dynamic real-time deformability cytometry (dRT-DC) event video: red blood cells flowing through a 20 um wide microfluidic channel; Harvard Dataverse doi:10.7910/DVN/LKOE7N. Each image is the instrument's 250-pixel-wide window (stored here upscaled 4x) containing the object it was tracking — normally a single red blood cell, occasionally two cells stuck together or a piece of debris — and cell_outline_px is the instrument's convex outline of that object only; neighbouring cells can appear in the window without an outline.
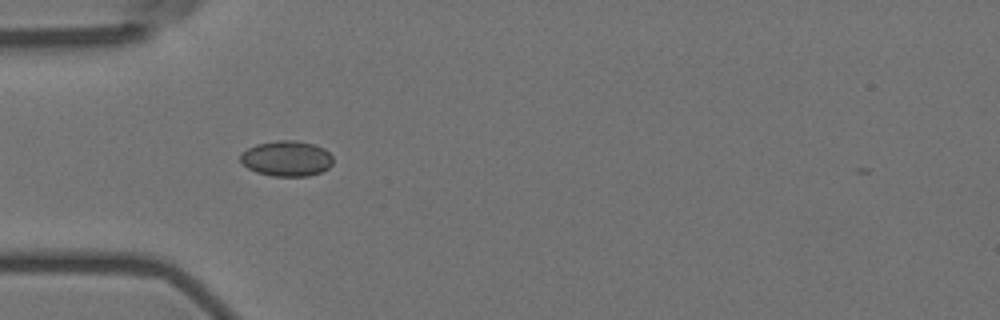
{"species": "Egyptian fruit bat (a non-hibernating species)", "species_latin": "Rousettus aegyptiacus", "temperature_condition": "room temperature", "stored_images_in_passage": 40, "camera_frame_rate_fps": 3000, "um_per_image_px": 0.085, "animal": {"sex": "female"}, "frame": {"image": 1, "passage_image": 1, "time_ms": 0.0, "image_size_px": [1000, 320], "cell_outline_px": [[332, 164], [328, 168], [320, 172], [308, 176], [272, 176], [256, 172], [248, 168], [240, 160], [240, 156], [248, 148], [256, 144], [276, 140], [296, 140], [316, 144], [324, 148], [332, 156]], "centroid_in_image_um": [24.38, 13.46], "position_along_channel_um": 60.6, "area_um2": 19.19}}
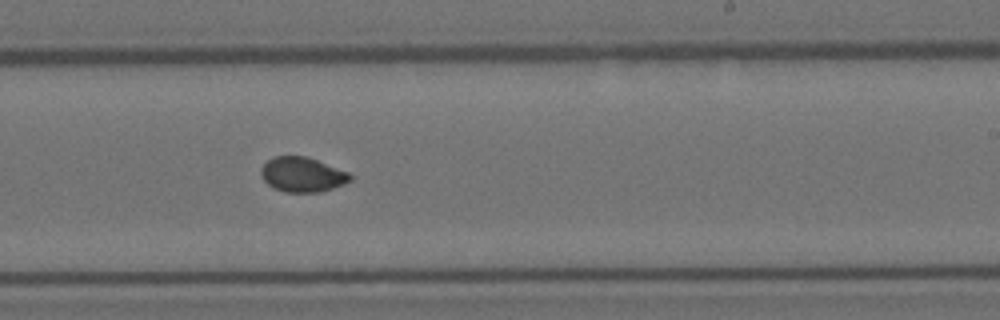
{"frame": {"image": 2, "passage_image": 18, "time_ms": 5.667, "image_size_px": [1000, 320], "cell_outline_px": [[352, 180], [344, 184], [320, 192], [284, 192], [272, 188], [260, 176], [260, 168], [272, 156], [308, 156], [348, 172], [352, 176]], "centroid_in_image_um": [25.68, 14.83], "position_along_channel_um": 263.3, "area_um2": 18.26}}
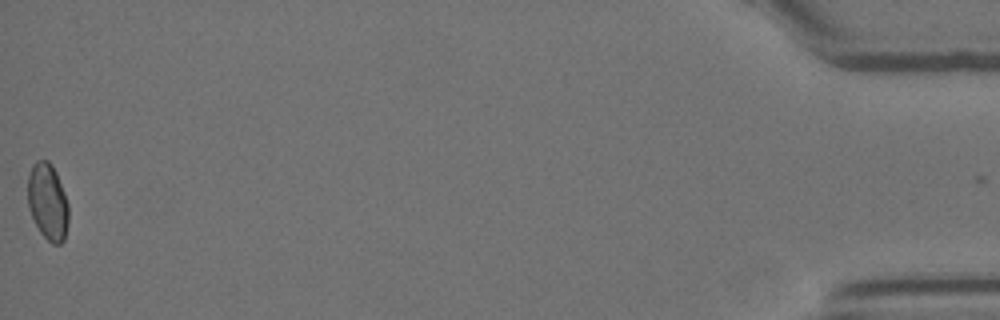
{"frame": {"image": 3, "passage_image": 40, "time_ms": 13.0, "image_size_px": [1000, 320], "cell_outline_px": [[68, 220], [64, 240], [60, 244], [52, 244], [40, 232], [28, 208], [28, 176], [32, 164], [36, 160], [48, 160], [52, 164], [56, 172], [64, 192], [68, 204]], "centroid_in_image_um": [4.05, 17.13], "position_along_channel_um": 431.1, "area_um2": 18.21}, "authors_computed_cell_mechanics": {"area_um2": 18.2648, "velocity_mm_per_s": 3.6169, "shape_relaxation_time_tau1_ms": 6.387, "shape_relaxation_time_tau2_ms": null, "deformation_change_tau1": 0.0792, "deformation_change_tau2": null}}